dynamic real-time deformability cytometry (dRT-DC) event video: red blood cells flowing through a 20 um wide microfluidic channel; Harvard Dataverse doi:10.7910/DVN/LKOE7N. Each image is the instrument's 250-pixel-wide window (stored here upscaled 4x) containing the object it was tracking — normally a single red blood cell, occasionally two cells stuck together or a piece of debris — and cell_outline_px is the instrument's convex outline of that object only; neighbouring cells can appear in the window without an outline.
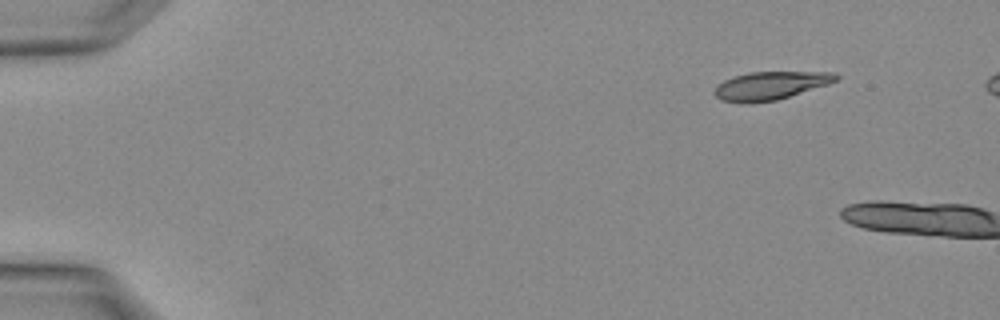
{"species": "Egyptian fruit bat (a non-hibernating species)", "species_latin": "Rousettus aegyptiacus", "temperature_condition": "warm", "stored_images_in_passage": 4, "camera_frame_rate_fps": 3000, "um_per_image_px": 0.085, "animal": {"sex": "female"}, "frame": {"image": 1, "passage_image": 1, "time_ms": 0.0, "image_size_px": [1000, 320], "cell_outline_px": [[840, 76], [836, 80], [828, 84], [776, 100], [720, 100], [712, 92], [724, 80], [748, 72], [832, 72]], "centroid_in_image_um": [65.54, 7.23], "position_along_channel_um": 19.5, "area_um2": 18.96}}